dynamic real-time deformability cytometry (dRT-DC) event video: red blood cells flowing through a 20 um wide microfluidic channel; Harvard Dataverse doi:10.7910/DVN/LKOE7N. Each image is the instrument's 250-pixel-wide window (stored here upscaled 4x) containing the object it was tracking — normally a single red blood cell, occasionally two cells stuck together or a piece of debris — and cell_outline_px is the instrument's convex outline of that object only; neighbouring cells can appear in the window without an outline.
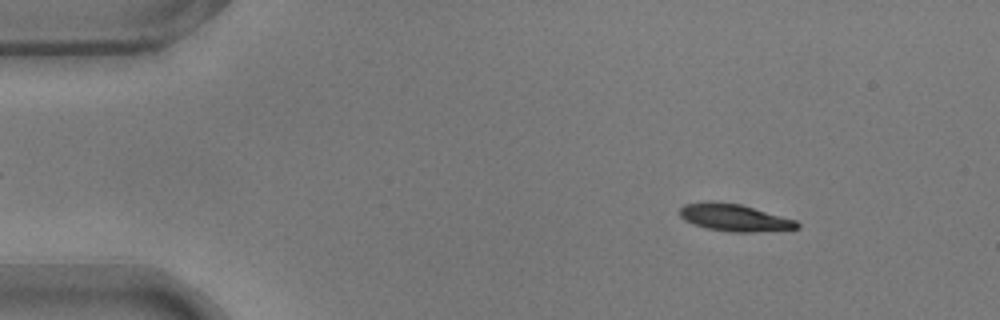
{"species": "common noctule bat (a hibernating species)", "species_latin": "Nyctalus noctula", "temperature_condition": "warm", "stored_images_in_passage": 54, "camera_frame_rate_fps": 3000, "um_per_image_px": 0.085, "animal": {"sex": "male", "body_mass_g": 17.9}, "frame": {"image": 1, "passage_image": 7, "time_ms": 2.0, "image_size_px": [1000, 320], "cell_outline_px": [[800, 228], [752, 232], [732, 232], [708, 228], [692, 224], [684, 220], [680, 216], [680, 208], [684, 204], [712, 200], [740, 204], [796, 220], [800, 224]], "centroid_in_image_um": [62.39, 18.49], "position_along_channel_um": 22.6, "area_um2": 18.55}}
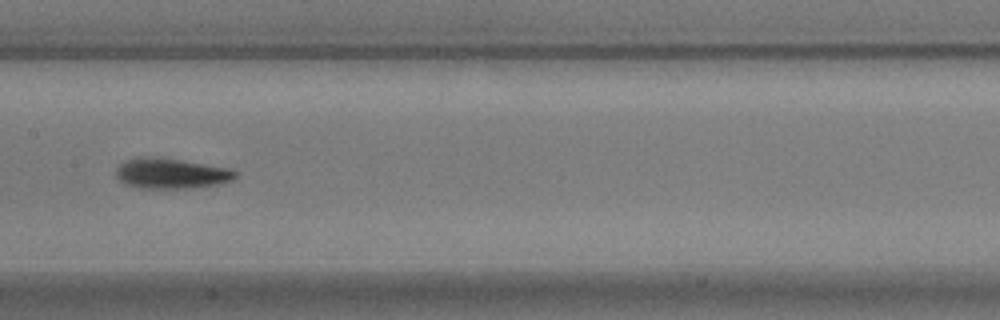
{"frame": {"image": 2, "passage_image": 27, "time_ms": 8.667, "image_size_px": [1000, 320], "cell_outline_px": [[240, 172], [232, 180], [220, 184], [192, 188], [140, 188], [124, 184], [116, 176], [116, 168], [124, 160], [140, 156], [160, 156], [232, 168]], "centroid_in_image_um": [14.57, 14.72], "position_along_channel_um": 192.8, "area_um2": 21.73}}
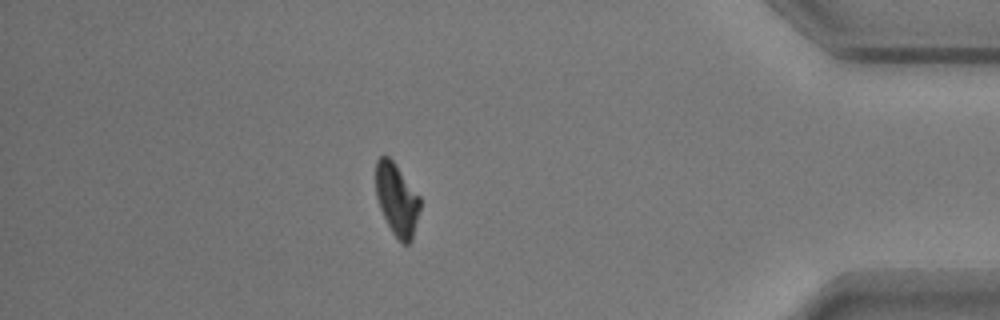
{"frame": {"image": 3, "passage_image": 47, "time_ms": 15.333, "image_size_px": [1000, 320], "cell_outline_px": [[420, 208], [412, 240], [408, 244], [404, 244], [392, 232], [380, 208], [376, 196], [376, 160], [380, 156], [388, 156], [396, 164], [420, 196]], "centroid_in_image_um": [33.73, 16.93], "position_along_channel_um": 401.5, "area_um2": 18.5}, "authors_computed_cell_mechanics": {"area_um2": 19.2763, "velocity_mm_per_s": 3.7243, "shape_relaxation_time_tau1_ms": 2.7553, "shape_relaxation_time_tau2_ms": 2.7622, "deformation_change_tau1": 0.1336, "deformation_change_tau2": 0.0781}}